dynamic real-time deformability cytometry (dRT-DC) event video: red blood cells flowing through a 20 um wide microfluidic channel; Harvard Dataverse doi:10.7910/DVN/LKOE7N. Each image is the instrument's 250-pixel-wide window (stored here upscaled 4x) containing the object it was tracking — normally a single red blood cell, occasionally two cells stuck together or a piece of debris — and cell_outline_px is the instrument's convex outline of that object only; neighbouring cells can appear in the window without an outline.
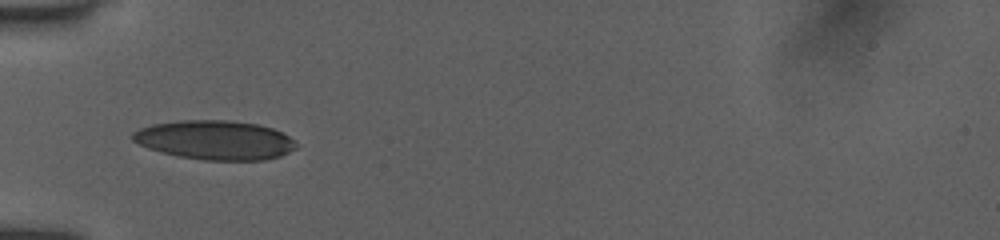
{"species": "human", "species_latin": "Homo sapiens", "temperature_condition": "room temperature", "stored_images_in_passage": 28, "camera_frame_rate_fps": 3000, "um_per_image_px": 0.085, "donor": {"sex": "female"}, "frame": {"image": 1, "passage_image": 9, "time_ms": 4.0, "image_size_px": [1000, 240], "cell_outline_px": [[296, 148], [280, 156], [264, 160], [204, 160], [180, 156], [160, 152], [148, 148], [132, 140], [132, 132], [140, 128], [152, 124], [180, 120], [228, 120], [260, 124], [272, 128], [288, 136], [296, 144]], "centroid_in_image_um": [18.26, 11.9], "position_along_channel_um": 66.7, "area_um2": 37.28}}
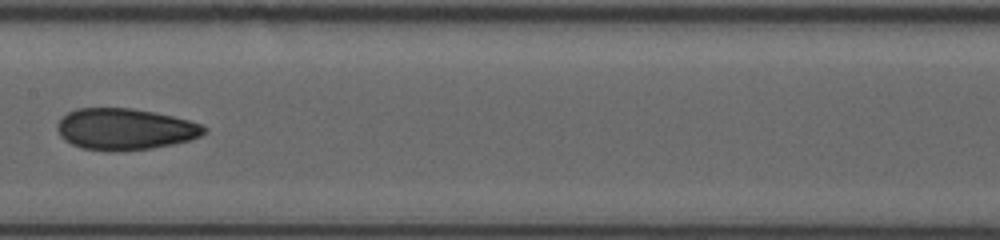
{"frame": {"image": 2, "passage_image": 16, "time_ms": 7.333, "image_size_px": [1000, 240], "cell_outline_px": [[208, 128], [200, 136], [188, 140], [172, 144], [152, 148], [80, 148], [64, 140], [60, 136], [56, 128], [56, 124], [68, 112], [76, 108], [132, 108], [172, 116], [188, 120], [200, 124]], "centroid_in_image_um": [10.6, 10.93], "position_along_channel_um": 196.8, "area_um2": 34.39}}
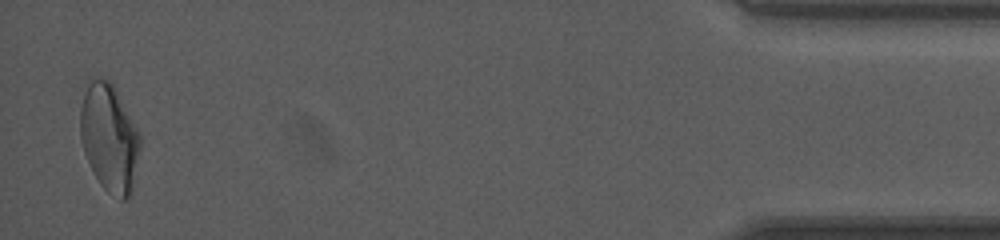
{"frame": {"image": 3, "passage_image": 28, "time_ms": 15.0, "image_size_px": [1000, 240], "cell_outline_px": [[140, 148], [132, 192], [124, 200], [120, 200], [108, 192], [100, 184], [92, 172], [84, 152], [80, 136], [80, 108], [84, 96], [92, 76], [104, 76], [112, 84], [140, 132]], "centroid_in_image_um": [9.29, 11.73], "position_along_channel_um": 425.9, "area_um2": 37.63}, "authors_computed_cell_mechanics": {"area_um2": 35.4314, "velocity_mm_per_s": 3.9926, "shape_relaxation_time_tau1_ms": null, "shape_relaxation_time_tau2_ms": 2.0718, "deformation_change_tau1": null, "deformation_change_tau2": 0.0758}}